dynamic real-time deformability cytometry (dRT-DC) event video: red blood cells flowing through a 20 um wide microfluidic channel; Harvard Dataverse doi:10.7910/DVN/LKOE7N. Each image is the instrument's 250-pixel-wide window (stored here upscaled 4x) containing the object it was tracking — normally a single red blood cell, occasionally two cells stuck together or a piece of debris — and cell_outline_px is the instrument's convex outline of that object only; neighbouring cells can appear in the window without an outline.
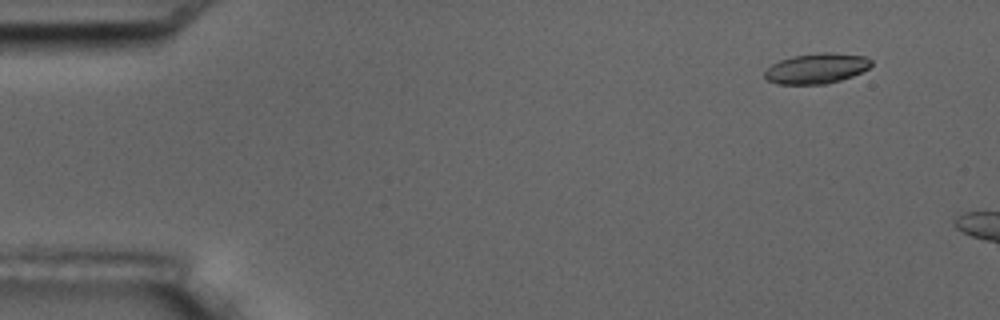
{"species": "common noctule bat (a hibernating species)", "species_latin": "Nyctalus noctula", "temperature_condition": "room temperature", "stored_images_in_passage": 3, "camera_frame_rate_fps": 3000, "um_per_image_px": 0.085, "animal": {"sex": "male", "body_mass_g": 17.5, "forearm_length_mm": 52.3}, "frame": {"image": 1, "passage_image": 2, "time_ms": 1.0, "image_size_px": [1000, 320], "cell_outline_px": [[872, 64], [868, 68], [852, 76], [840, 80], [824, 84], [780, 84], [768, 80], [764, 76], [764, 72], [772, 64], [780, 60], [792, 56], [820, 52], [832, 52], [864, 56], [872, 60]], "centroid_in_image_um": [69.41, 5.8], "position_along_channel_um": 15.6, "area_um2": 18.73}}